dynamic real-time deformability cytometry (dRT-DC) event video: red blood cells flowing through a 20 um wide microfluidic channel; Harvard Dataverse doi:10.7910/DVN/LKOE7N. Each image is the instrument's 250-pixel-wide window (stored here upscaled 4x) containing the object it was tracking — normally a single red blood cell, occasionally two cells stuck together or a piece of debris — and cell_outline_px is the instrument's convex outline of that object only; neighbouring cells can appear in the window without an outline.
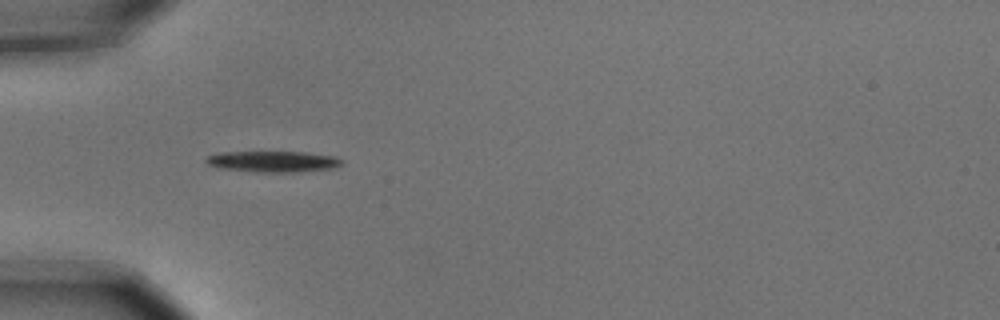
{"species": "common noctule bat (a hibernating species)", "species_latin": "Nyctalus noctula", "temperature_condition": "cold", "stored_images_in_passage": 9, "camera_frame_rate_fps": 3000, "um_per_image_px": 0.085, "animal": {"sex": "male", "body_mass_g": 15.6}, "frame": {"image": 1, "passage_image": 6, "time_ms": 1.667, "image_size_px": [1000, 320], "cell_outline_px": [[344, 164], [332, 168], [296, 172], [256, 172], [216, 168], [208, 164], [204, 160], [208, 156], [224, 152], [308, 152], [336, 156], [344, 160]], "centroid_in_image_um": [23.25, 13.73], "position_along_channel_um": 61.8, "area_um2": 16.82}}
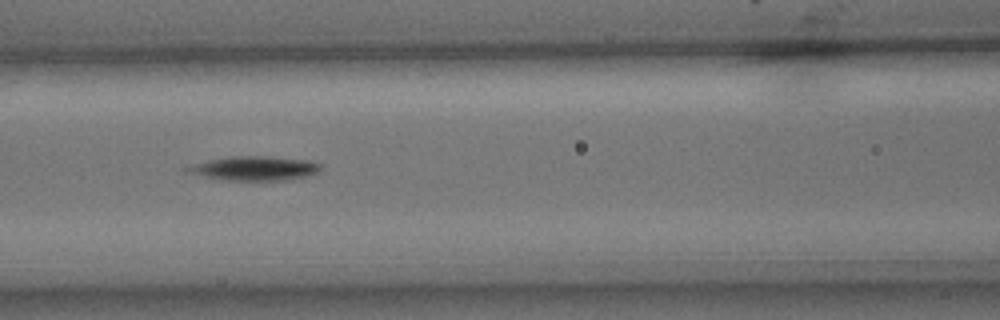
{"frame": {"image": 2, "passage_image": 8, "time_ms": 2.333, "image_size_px": [1000, 320], "cell_outline_px": [[320, 168], [316, 172], [308, 176], [292, 180], [224, 180], [184, 172], [180, 168], [208, 160], [232, 156], [268, 156], [308, 160], [320, 164]], "centroid_in_image_um": [21.58, 14.31], "position_along_channel_um": 145.0, "area_um2": 18.9}}
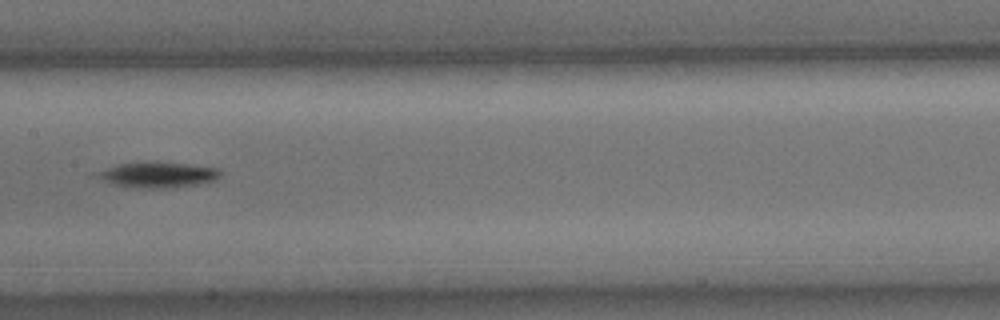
{"frame": {"image": 3, "passage_image": 9, "time_ms": 2.667, "image_size_px": [1000, 320], "cell_outline_px": [[220, 176], [216, 180], [196, 184], [172, 188], [136, 188], [112, 184], [88, 176], [92, 172], [120, 164], [188, 164], [220, 168]], "centroid_in_image_um": [13.32, 14.9], "position_along_channel_um": 194.1, "area_um2": 18.09}}